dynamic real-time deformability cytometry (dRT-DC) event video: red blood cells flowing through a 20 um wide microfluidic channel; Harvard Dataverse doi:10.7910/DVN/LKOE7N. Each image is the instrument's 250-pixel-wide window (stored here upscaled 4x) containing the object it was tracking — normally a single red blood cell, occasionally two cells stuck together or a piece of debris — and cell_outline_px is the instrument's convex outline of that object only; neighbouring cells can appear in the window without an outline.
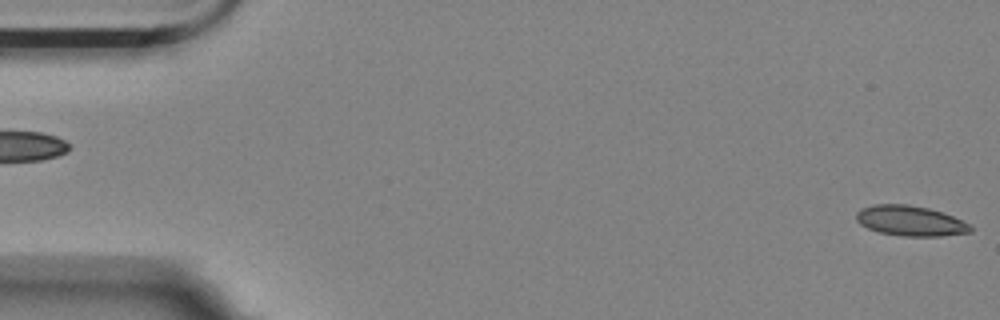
{"species": "Egyptian fruit bat (a non-hibernating species)", "species_latin": "Rousettus aegyptiacus", "temperature_condition": "room temperature", "stored_images_in_passage": 6, "camera_frame_rate_fps": 3000, "um_per_image_px": 0.085, "animal": {"sex": "female"}, "frame": {"image": 1, "passage_image": 1, "time_ms": 0.0, "image_size_px": [1000, 320], "cell_outline_px": [[972, 232], [940, 236], [900, 236], [880, 232], [868, 228], [860, 224], [856, 220], [856, 212], [872, 204], [908, 204], [928, 208], [952, 216], [968, 224], [972, 228]], "centroid_in_image_um": [77.35, 18.77], "position_along_channel_um": 7.6, "area_um2": 19.94}}
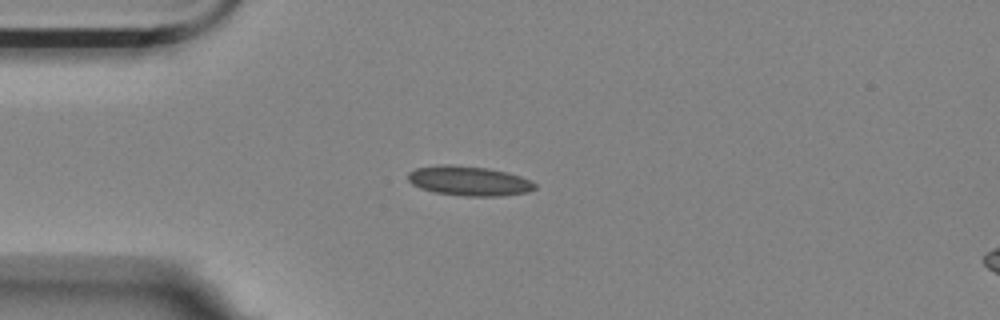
{"frame": {"image": 2, "passage_image": 5, "time_ms": 4.333, "image_size_px": [1000, 320], "cell_outline_px": [[536, 188], [528, 192], [504, 196], [464, 196], [436, 192], [420, 188], [412, 184], [408, 180], [408, 172], [416, 168], [440, 164], [448, 164], [488, 168], [508, 172], [532, 180], [536, 184]], "centroid_in_image_um": [39.89, 15.37], "position_along_channel_um": 45.1, "area_um2": 22.08}}
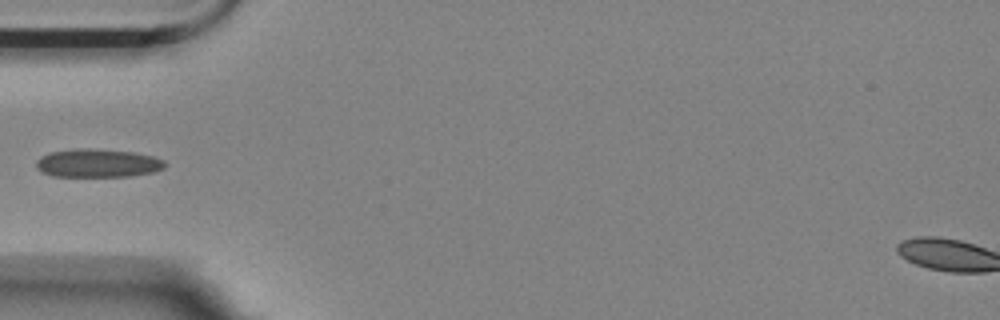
{"frame": {"image": 3, "passage_image": 6, "time_ms": 5.667, "image_size_px": [1000, 320], "cell_outline_px": [[164, 168], [156, 172], [132, 176], [52, 176], [36, 168], [36, 160], [40, 156], [48, 152], [80, 148], [88, 148], [132, 152], [152, 156], [164, 160]], "centroid_in_image_um": [8.29, 13.87], "position_along_channel_um": 76.7, "area_um2": 21.27}}